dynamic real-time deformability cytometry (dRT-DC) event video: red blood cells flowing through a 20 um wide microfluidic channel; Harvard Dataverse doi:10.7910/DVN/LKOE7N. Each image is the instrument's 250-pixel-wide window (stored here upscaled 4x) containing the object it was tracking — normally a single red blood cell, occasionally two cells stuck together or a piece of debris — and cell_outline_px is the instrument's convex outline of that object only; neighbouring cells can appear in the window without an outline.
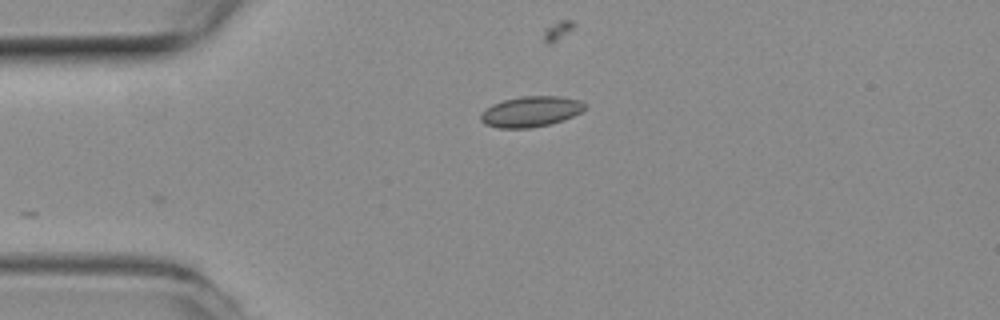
{"species": "common noctule bat (a hibernating species)", "species_latin": "Nyctalus noctula", "temperature_condition": "room temperature", "stored_images_in_passage": 4, "camera_frame_rate_fps": 3000, "um_per_image_px": 0.085, "animal": {"sex": "female", "body_mass_g": 19.3, "forearm_length_mm": 54.1}, "frame": {"image": 1, "passage_image": 1, "time_ms": 0.0, "image_size_px": [1000, 320], "cell_outline_px": [[588, 104], [580, 112], [572, 116], [548, 124], [528, 128], [500, 128], [484, 124], [480, 120], [480, 116], [492, 104], [504, 100], [520, 96], [560, 96], [580, 100]], "centroid_in_image_um": [45.12, 9.47], "position_along_channel_um": 39.9, "area_um2": 18.32}}